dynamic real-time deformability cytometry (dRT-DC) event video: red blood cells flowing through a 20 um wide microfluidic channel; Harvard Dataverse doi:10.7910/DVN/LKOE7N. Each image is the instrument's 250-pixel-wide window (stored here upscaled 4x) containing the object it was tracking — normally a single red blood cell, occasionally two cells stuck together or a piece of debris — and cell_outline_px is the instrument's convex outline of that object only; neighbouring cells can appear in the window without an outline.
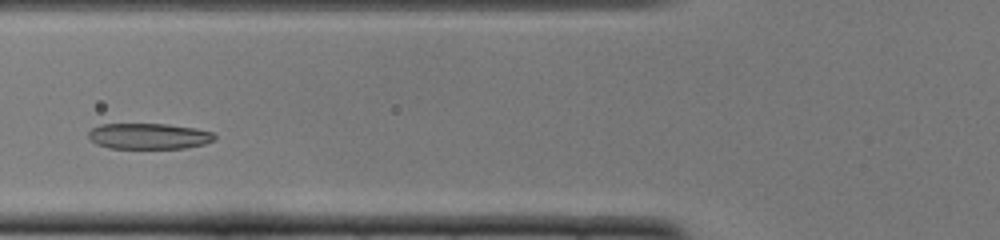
{"species": "common noctule bat (a hibernating species)", "species_latin": "Nyctalus noctula", "temperature_condition": "cold", "stored_images_in_passage": 42, "camera_frame_rate_fps": 3000, "um_per_image_px": 0.085, "animal": {"sex": "female", "body_mass_g": 22.0, "forearm_length_mm": 56.7}, "frame": {"image": 1, "passage_image": 10, "time_ms": 3.0, "image_size_px": [1000, 240], "cell_outline_px": [[216, 140], [204, 144], [184, 148], [108, 148], [96, 144], [88, 136], [88, 132], [92, 128], [100, 124], [168, 124], [196, 128], [212, 132], [216, 136]], "centroid_in_image_um": [12.66, 11.57], "position_along_channel_um": 113.1, "area_um2": 19.07}}
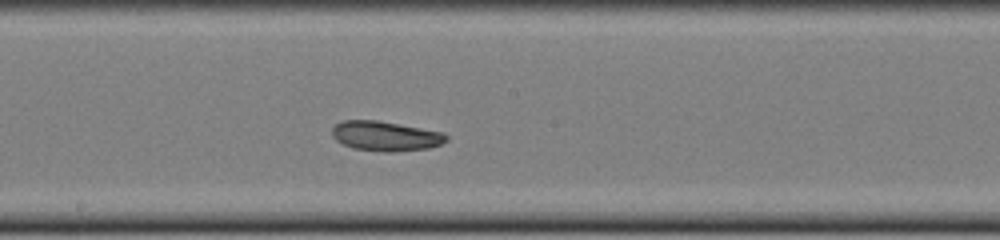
{"frame": {"image": 2, "passage_image": 18, "time_ms": 5.667, "image_size_px": [1000, 240], "cell_outline_px": [[448, 140], [440, 144], [428, 148], [388, 152], [384, 152], [352, 148], [336, 140], [332, 136], [332, 128], [336, 124], [344, 120], [376, 120], [444, 132], [448, 136]], "centroid_in_image_um": [32.77, 11.56], "position_along_channel_um": 215.4, "area_um2": 19.71}}
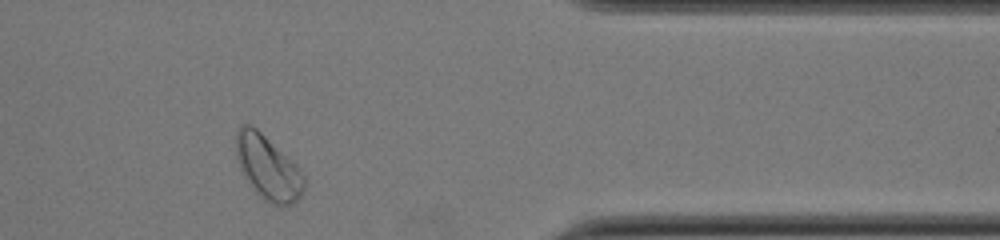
{"frame": {"image": 3, "passage_image": 33, "time_ms": 10.667, "image_size_px": [1000, 240], "cell_outline_px": [[304, 188], [300, 196], [292, 204], [272, 204], [264, 200], [248, 180], [240, 168], [236, 156], [236, 132], [240, 124], [248, 124], [256, 128], [296, 164], [300, 168], [304, 176]], "centroid_in_image_um": [22.77, 14.22], "position_along_channel_um": 388.6, "area_um2": 24.85}, "authors_computed_cell_mechanics": {"area_um2": 20.5768, "velocity_mm_per_s": 3.8561, "shape_relaxation_time_tau1_ms": 5.0638, "shape_relaxation_time_tau2_ms": 3.5528, "deformation_change_tau1": 0.1509, "deformation_change_tau2": 0.0739}}